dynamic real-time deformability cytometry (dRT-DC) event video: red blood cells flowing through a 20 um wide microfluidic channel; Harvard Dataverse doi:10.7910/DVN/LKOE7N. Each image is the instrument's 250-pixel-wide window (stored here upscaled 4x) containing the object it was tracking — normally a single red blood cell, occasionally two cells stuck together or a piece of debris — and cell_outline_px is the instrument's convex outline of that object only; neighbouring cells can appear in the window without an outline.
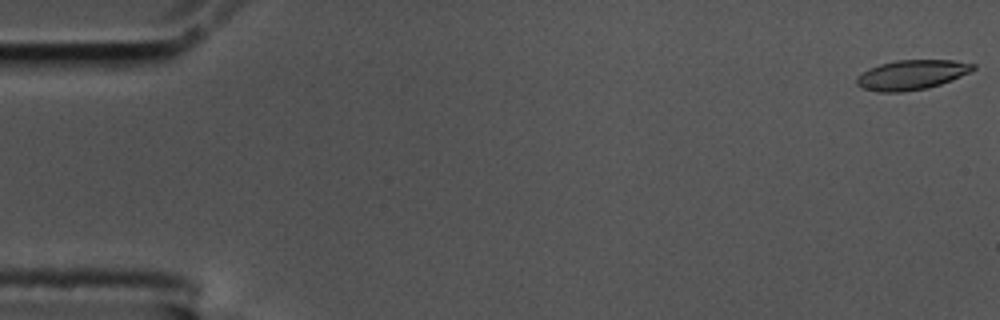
{"species": "common noctule bat (a hibernating species)", "species_latin": "Nyctalus noctula", "temperature_condition": "cold", "stored_images_in_passage": 58, "camera_frame_rate_fps": 3000, "um_per_image_px": 0.085, "animal": {"sex": "male", "body_mass_g": 17.5, "forearm_length_mm": 52.3}, "frame": {"image": 1, "passage_image": 1, "time_ms": 0.0, "image_size_px": [1000, 320], "cell_outline_px": [[976, 68], [952, 80], [928, 88], [900, 92], [876, 92], [864, 88], [856, 84], [856, 76], [868, 68], [880, 64], [896, 60], [952, 60], [976, 64]], "centroid_in_image_um": [77.46, 6.36], "position_along_channel_um": 7.5, "area_um2": 20.17}}
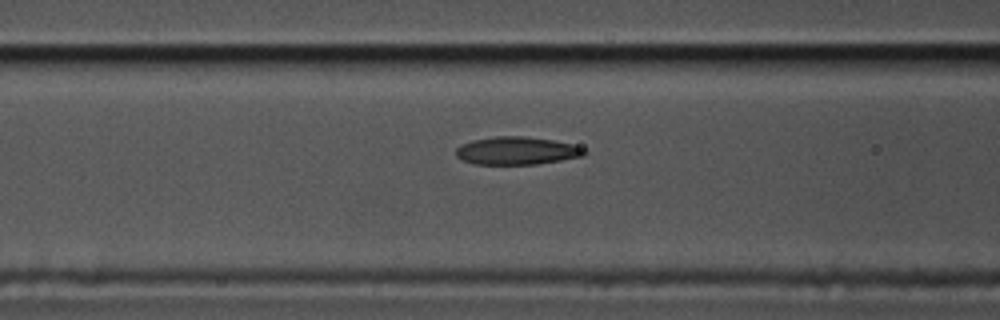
{"frame": {"image": 2, "passage_image": 23, "time_ms": 7.333, "image_size_px": [1000, 320], "cell_outline_px": [[588, 152], [584, 156], [536, 164], [476, 164], [464, 160], [456, 156], [456, 148], [460, 144], [472, 140], [496, 136], [524, 136], [552, 140], [572, 144], [584, 148]], "centroid_in_image_um": [43.93, 12.81], "position_along_channel_um": 122.7, "area_um2": 20.81}}
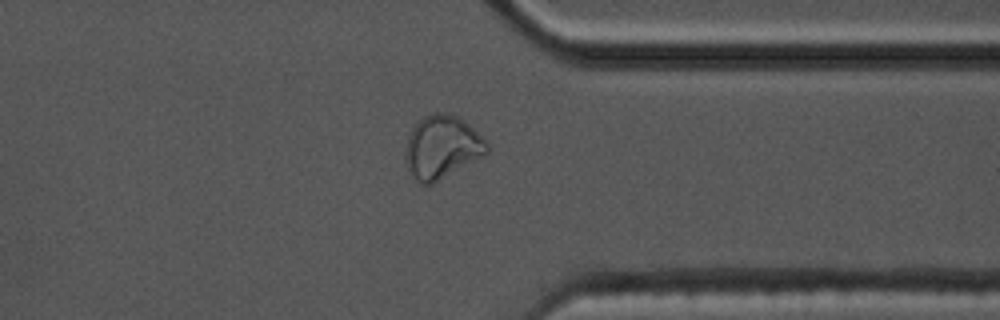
{"frame": {"image": 3, "passage_image": 45, "time_ms": 14.667, "image_size_px": [1000, 320], "cell_outline_px": [[488, 152], [484, 156], [432, 184], [420, 184], [408, 172], [404, 156], [404, 152], [408, 136], [412, 128], [424, 116], [432, 112], [444, 112], [456, 116], [464, 120], [488, 144]], "centroid_in_image_um": [37.53, 12.52], "position_along_channel_um": 373.9, "area_um2": 30.0}, "authors_computed_cell_mechanics": {"area_um2": 20.8947, "velocity_mm_per_s": 3.4723, "shape_relaxation_time_tau1_ms": 5.3961, "shape_relaxation_time_tau2_ms": 1.4092, "deformation_change_tau1": 0.1939, "deformation_change_tau2": 0.0758}}